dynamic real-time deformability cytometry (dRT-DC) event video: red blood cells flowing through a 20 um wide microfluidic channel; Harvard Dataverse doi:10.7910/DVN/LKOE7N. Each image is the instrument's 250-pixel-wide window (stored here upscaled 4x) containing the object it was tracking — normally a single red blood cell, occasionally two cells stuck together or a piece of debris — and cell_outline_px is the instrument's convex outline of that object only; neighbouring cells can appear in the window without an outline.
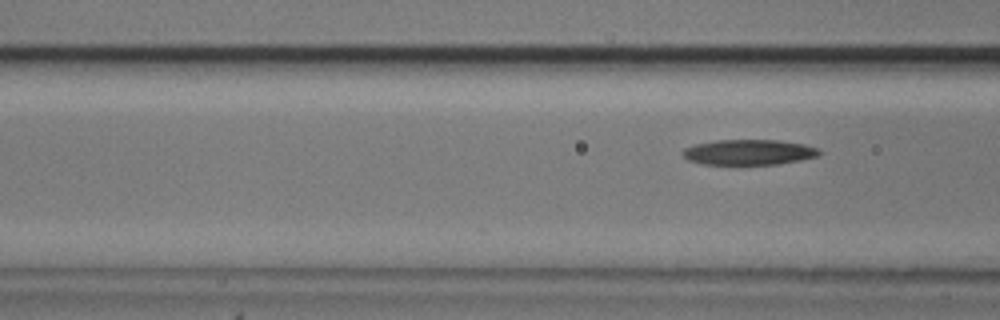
{"species": "common noctule bat (a hibernating species)", "species_latin": "Nyctalus noctula", "temperature_condition": "cold", "stored_images_in_passage": 3, "camera_frame_rate_fps": 3000, "um_per_image_px": 0.085, "animal": {"sex": "male", "body_mass_g": 20.5, "forearm_length_mm": 52.5}, "frame": {"image": 1, "passage_image": 3, "time_ms": 0.667, "image_size_px": [1000, 320], "cell_outline_px": [[824, 152], [820, 156], [800, 160], [776, 164], [700, 164], [688, 160], [680, 152], [684, 148], [696, 144], [716, 140], [780, 140], [804, 144], [820, 148]], "centroid_in_image_um": [63.7, 12.93], "position_along_channel_um": 102.9, "area_um2": 20.4}}